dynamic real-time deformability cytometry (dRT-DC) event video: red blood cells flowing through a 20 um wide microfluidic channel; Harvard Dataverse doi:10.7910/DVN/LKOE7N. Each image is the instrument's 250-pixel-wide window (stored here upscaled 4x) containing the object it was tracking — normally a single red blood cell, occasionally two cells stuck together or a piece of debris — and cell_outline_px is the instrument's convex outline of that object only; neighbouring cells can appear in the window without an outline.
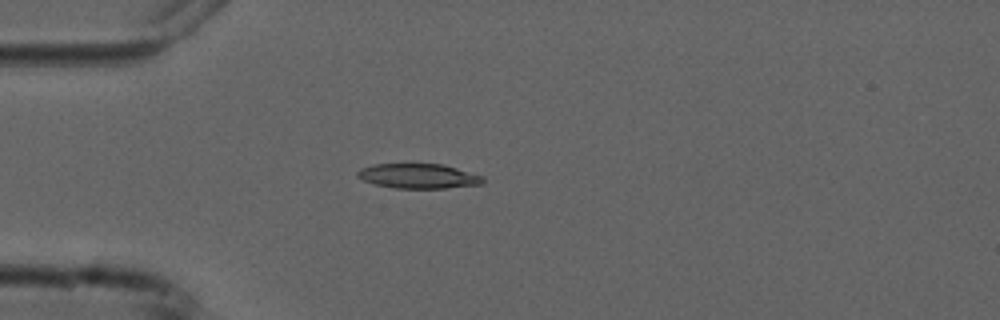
{"species": "common noctule bat (a hibernating species)", "species_latin": "Nyctalus noctula", "temperature_condition": "cold", "stored_images_in_passage": 3, "camera_frame_rate_fps": 3000, "um_per_image_px": 0.085, "animal": {"sex": "male", "forearm_length_mm": 52.5}, "frame": {"image": 1, "passage_image": 3, "time_ms": 2.333, "image_size_px": [1000, 320], "cell_outline_px": [[484, 184], [444, 188], [396, 188], [376, 184], [364, 180], [356, 176], [356, 172], [360, 168], [372, 164], [444, 164], [484, 176]], "centroid_in_image_um": [35.58, 14.96], "position_along_channel_um": 49.4, "area_um2": 18.15}}